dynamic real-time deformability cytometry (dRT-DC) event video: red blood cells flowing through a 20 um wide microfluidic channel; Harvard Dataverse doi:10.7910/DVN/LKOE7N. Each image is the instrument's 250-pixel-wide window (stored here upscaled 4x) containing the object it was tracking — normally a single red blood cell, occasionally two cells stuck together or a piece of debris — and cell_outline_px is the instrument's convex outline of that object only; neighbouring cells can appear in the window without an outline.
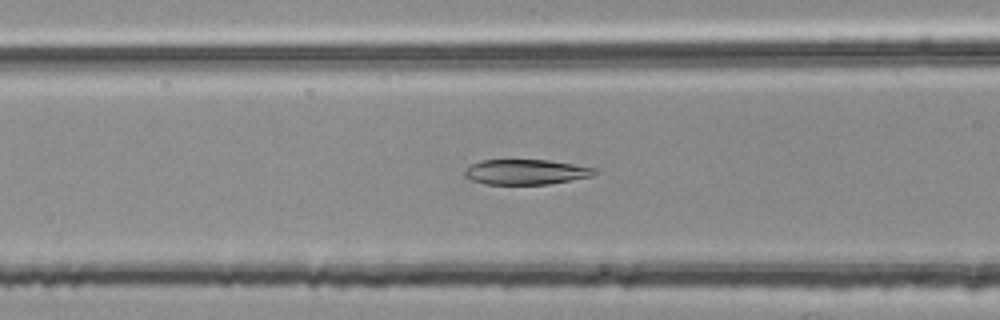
{"species": "common noctule bat (a hibernating species)", "species_latin": "Nyctalus noctula", "temperature_condition": "room temperature", "stored_images_in_passage": 37, "camera_frame_rate_fps": 3000, "um_per_image_px": 0.085, "animal": {"sex": "female", "body_mass_g": 25.1}, "frame": {"image": 1, "passage_image": 7, "time_ms": 2.0, "image_size_px": [1000, 320], "cell_outline_px": [[596, 172], [592, 176], [572, 180], [548, 184], [484, 184], [472, 180], [464, 176], [464, 168], [480, 160], [548, 160], [596, 168]], "centroid_in_image_um": [44.66, 14.62], "position_along_channel_um": 121.9, "area_um2": 19.02}}
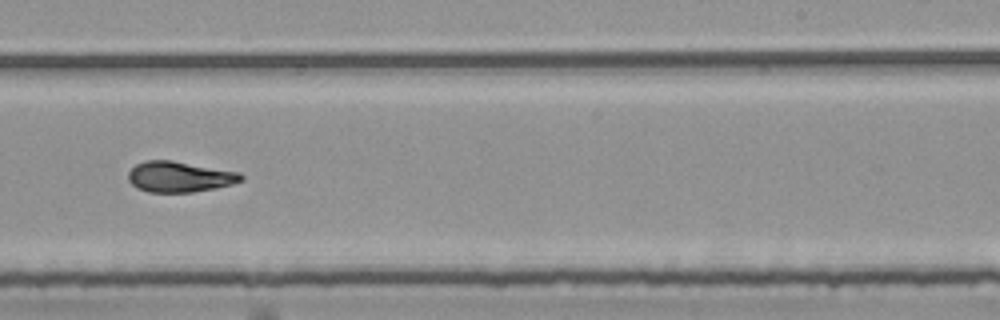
{"frame": {"image": 2, "passage_image": 19, "time_ms": 6.0, "image_size_px": [1000, 320], "cell_outline_px": [[244, 180], [232, 184], [216, 188], [192, 192], [148, 192], [136, 188], [128, 180], [128, 172], [136, 164], [148, 160], [172, 160], [240, 172], [244, 176]], "centroid_in_image_um": [15.27, 15.02], "position_along_channel_um": 273.7, "area_um2": 20.29}}
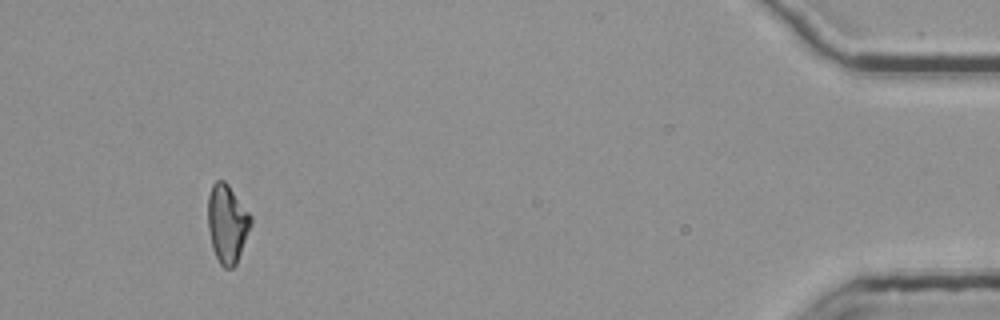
{"frame": {"image": 3, "passage_image": 36, "time_ms": 11.667, "image_size_px": [1000, 320], "cell_outline_px": [[252, 224], [236, 264], [232, 268], [224, 268], [220, 264], [212, 248], [208, 228], [208, 196], [212, 184], [216, 180], [224, 180], [228, 184], [252, 216]], "centroid_in_image_um": [19.31, 19.0], "position_along_channel_um": 415.9, "area_um2": 19.65}}